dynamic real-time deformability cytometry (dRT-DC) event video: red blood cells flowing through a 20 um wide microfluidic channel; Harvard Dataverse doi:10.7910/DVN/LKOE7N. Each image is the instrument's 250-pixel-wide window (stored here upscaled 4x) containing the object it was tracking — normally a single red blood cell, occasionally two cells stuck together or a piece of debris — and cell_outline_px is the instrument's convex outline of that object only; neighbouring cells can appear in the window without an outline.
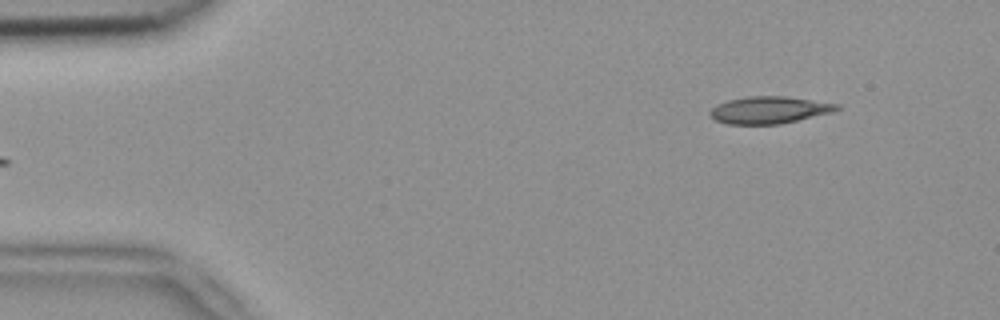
{"species": "common noctule bat (a hibernating species)", "species_latin": "Nyctalus noctula", "temperature_condition": "room temperature", "stored_images_in_passage": 5, "segment_of_instrument_passage": [2, 2], "camera_frame_rate_fps": 3000, "um_per_image_px": 0.085, "animal": {"sex": "female", "body_mass_g": 18.4}, "frame": {"image": 1, "passage_image": 5, "time_ms": 1.333, "image_size_px": [1000, 320], "cell_outline_px": [[840, 108], [832, 112], [780, 124], [724, 124], [716, 120], [708, 112], [716, 104], [728, 100], [748, 96], [784, 96], [840, 104]], "centroid_in_image_um": [65.36, 9.35], "position_along_channel_um": 19.6, "area_um2": 19.94}}